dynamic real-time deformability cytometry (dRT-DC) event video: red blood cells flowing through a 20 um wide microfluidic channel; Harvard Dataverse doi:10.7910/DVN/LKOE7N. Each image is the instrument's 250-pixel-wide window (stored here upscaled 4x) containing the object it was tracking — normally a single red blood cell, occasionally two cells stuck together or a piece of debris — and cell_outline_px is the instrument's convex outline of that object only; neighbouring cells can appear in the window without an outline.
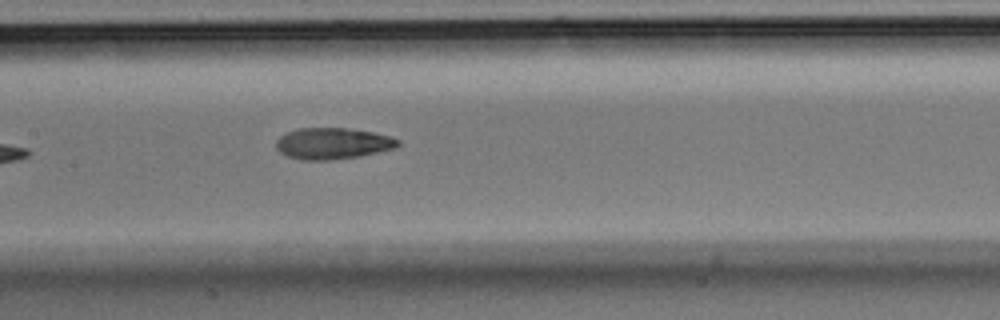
{"species": "Egyptian fruit bat (a non-hibernating species)", "species_latin": "Rousettus aegyptiacus", "temperature_condition": "room temperature", "stored_images_in_passage": 7, "camera_frame_rate_fps": 3000, "um_per_image_px": 0.085, "animal": {"sex": "male"}, "frame": {"image": 1, "passage_image": 7, "time_ms": 2.0, "image_size_px": [1000, 320], "cell_outline_px": [[400, 144], [396, 148], [360, 156], [328, 160], [300, 160], [288, 156], [280, 152], [276, 148], [276, 140], [280, 136], [288, 132], [300, 128], [344, 128], [372, 132], [392, 136], [400, 140]], "centroid_in_image_um": [28.3, 12.2], "position_along_channel_um": 179.1, "area_um2": 22.25}}